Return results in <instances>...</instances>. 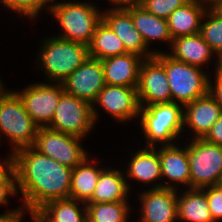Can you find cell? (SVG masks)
<instances>
[{"instance_id":"1f68e13d","label":"cell","mask_w":222,"mask_h":222,"mask_svg":"<svg viewBox=\"0 0 222 222\" xmlns=\"http://www.w3.org/2000/svg\"><path fill=\"white\" fill-rule=\"evenodd\" d=\"M205 192L209 211L213 218L214 222L222 220V184L211 185L205 188H202Z\"/></svg>"},{"instance_id":"7402d4cb","label":"cell","mask_w":222,"mask_h":222,"mask_svg":"<svg viewBox=\"0 0 222 222\" xmlns=\"http://www.w3.org/2000/svg\"><path fill=\"white\" fill-rule=\"evenodd\" d=\"M207 9L208 6L199 0H188L176 8L167 19L172 39L199 33L201 20Z\"/></svg>"},{"instance_id":"9a60e30c","label":"cell","mask_w":222,"mask_h":222,"mask_svg":"<svg viewBox=\"0 0 222 222\" xmlns=\"http://www.w3.org/2000/svg\"><path fill=\"white\" fill-rule=\"evenodd\" d=\"M102 19L122 40L128 53H134L148 59L159 52L146 46L141 34L134 26L130 12L125 7H111L102 11Z\"/></svg>"},{"instance_id":"4316f807","label":"cell","mask_w":222,"mask_h":222,"mask_svg":"<svg viewBox=\"0 0 222 222\" xmlns=\"http://www.w3.org/2000/svg\"><path fill=\"white\" fill-rule=\"evenodd\" d=\"M39 209L53 222H87L86 203L75 199L51 200Z\"/></svg>"},{"instance_id":"d6986e66","label":"cell","mask_w":222,"mask_h":222,"mask_svg":"<svg viewBox=\"0 0 222 222\" xmlns=\"http://www.w3.org/2000/svg\"><path fill=\"white\" fill-rule=\"evenodd\" d=\"M143 60V57L134 53H126L101 60L106 84L137 87L139 70Z\"/></svg>"},{"instance_id":"f546056e","label":"cell","mask_w":222,"mask_h":222,"mask_svg":"<svg viewBox=\"0 0 222 222\" xmlns=\"http://www.w3.org/2000/svg\"><path fill=\"white\" fill-rule=\"evenodd\" d=\"M1 4L8 10H12L17 15L26 16L30 20H34L44 8L49 12L52 0H0Z\"/></svg>"},{"instance_id":"5b68a950","label":"cell","mask_w":222,"mask_h":222,"mask_svg":"<svg viewBox=\"0 0 222 222\" xmlns=\"http://www.w3.org/2000/svg\"><path fill=\"white\" fill-rule=\"evenodd\" d=\"M165 68L172 102L186 105L208 93L209 74L203 68L178 61L159 51L154 56Z\"/></svg>"},{"instance_id":"3957f363","label":"cell","mask_w":222,"mask_h":222,"mask_svg":"<svg viewBox=\"0 0 222 222\" xmlns=\"http://www.w3.org/2000/svg\"><path fill=\"white\" fill-rule=\"evenodd\" d=\"M89 2L52 0L49 13L54 16L62 33L57 37L89 45L96 26L102 20V11Z\"/></svg>"},{"instance_id":"484cf974","label":"cell","mask_w":222,"mask_h":222,"mask_svg":"<svg viewBox=\"0 0 222 222\" xmlns=\"http://www.w3.org/2000/svg\"><path fill=\"white\" fill-rule=\"evenodd\" d=\"M88 50L89 57L98 60L128 53L122 40L103 19L96 26L92 40L88 45Z\"/></svg>"},{"instance_id":"52a82bcc","label":"cell","mask_w":222,"mask_h":222,"mask_svg":"<svg viewBox=\"0 0 222 222\" xmlns=\"http://www.w3.org/2000/svg\"><path fill=\"white\" fill-rule=\"evenodd\" d=\"M190 189H202L222 182V146L203 138L188 144Z\"/></svg>"},{"instance_id":"e575fe53","label":"cell","mask_w":222,"mask_h":222,"mask_svg":"<svg viewBox=\"0 0 222 222\" xmlns=\"http://www.w3.org/2000/svg\"><path fill=\"white\" fill-rule=\"evenodd\" d=\"M203 139L210 143L222 146V113Z\"/></svg>"},{"instance_id":"7a4b0ae2","label":"cell","mask_w":222,"mask_h":222,"mask_svg":"<svg viewBox=\"0 0 222 222\" xmlns=\"http://www.w3.org/2000/svg\"><path fill=\"white\" fill-rule=\"evenodd\" d=\"M38 52L39 67L45 71L47 81L54 83L64 81L89 57L87 45L55 35L45 38Z\"/></svg>"},{"instance_id":"8fae6325","label":"cell","mask_w":222,"mask_h":222,"mask_svg":"<svg viewBox=\"0 0 222 222\" xmlns=\"http://www.w3.org/2000/svg\"><path fill=\"white\" fill-rule=\"evenodd\" d=\"M111 115L118 122H127L131 119H138L140 113V105L137 96V87H125L106 84L99 92L97 98L92 103V111L95 123L99 119V110Z\"/></svg>"},{"instance_id":"4fadbf2b","label":"cell","mask_w":222,"mask_h":222,"mask_svg":"<svg viewBox=\"0 0 222 222\" xmlns=\"http://www.w3.org/2000/svg\"><path fill=\"white\" fill-rule=\"evenodd\" d=\"M61 83L65 93L92 104L106 85L101 60L88 57Z\"/></svg>"},{"instance_id":"e0dca14e","label":"cell","mask_w":222,"mask_h":222,"mask_svg":"<svg viewBox=\"0 0 222 222\" xmlns=\"http://www.w3.org/2000/svg\"><path fill=\"white\" fill-rule=\"evenodd\" d=\"M221 113L220 105L207 93L183 106V126L192 130V139L204 138Z\"/></svg>"},{"instance_id":"cb8c5ba5","label":"cell","mask_w":222,"mask_h":222,"mask_svg":"<svg viewBox=\"0 0 222 222\" xmlns=\"http://www.w3.org/2000/svg\"><path fill=\"white\" fill-rule=\"evenodd\" d=\"M87 156L72 170L69 198L87 203L93 196L101 172L105 166H94L97 162ZM94 163V164H93Z\"/></svg>"},{"instance_id":"9c48e42d","label":"cell","mask_w":222,"mask_h":222,"mask_svg":"<svg viewBox=\"0 0 222 222\" xmlns=\"http://www.w3.org/2000/svg\"><path fill=\"white\" fill-rule=\"evenodd\" d=\"M82 138L39 127L33 147L62 165L75 168L89 154L82 147Z\"/></svg>"},{"instance_id":"ab89813d","label":"cell","mask_w":222,"mask_h":222,"mask_svg":"<svg viewBox=\"0 0 222 222\" xmlns=\"http://www.w3.org/2000/svg\"><path fill=\"white\" fill-rule=\"evenodd\" d=\"M201 3L206 4L208 7L216 6L221 0H199Z\"/></svg>"},{"instance_id":"836d02e7","label":"cell","mask_w":222,"mask_h":222,"mask_svg":"<svg viewBox=\"0 0 222 222\" xmlns=\"http://www.w3.org/2000/svg\"><path fill=\"white\" fill-rule=\"evenodd\" d=\"M214 75V81L211 80V77L209 76L208 93L214 98L222 109V73L218 69H214Z\"/></svg>"},{"instance_id":"74e56055","label":"cell","mask_w":222,"mask_h":222,"mask_svg":"<svg viewBox=\"0 0 222 222\" xmlns=\"http://www.w3.org/2000/svg\"><path fill=\"white\" fill-rule=\"evenodd\" d=\"M29 212L32 222H53L40 209H32Z\"/></svg>"},{"instance_id":"ffe728a7","label":"cell","mask_w":222,"mask_h":222,"mask_svg":"<svg viewBox=\"0 0 222 222\" xmlns=\"http://www.w3.org/2000/svg\"><path fill=\"white\" fill-rule=\"evenodd\" d=\"M125 8L130 12L135 28L141 34L148 48L153 41H164L171 46L172 37L166 19L150 13L140 4L128 5Z\"/></svg>"},{"instance_id":"8992f818","label":"cell","mask_w":222,"mask_h":222,"mask_svg":"<svg viewBox=\"0 0 222 222\" xmlns=\"http://www.w3.org/2000/svg\"><path fill=\"white\" fill-rule=\"evenodd\" d=\"M38 128L15 90L0 95V139L3 135L9 139L10 152L33 146Z\"/></svg>"},{"instance_id":"ba28073f","label":"cell","mask_w":222,"mask_h":222,"mask_svg":"<svg viewBox=\"0 0 222 222\" xmlns=\"http://www.w3.org/2000/svg\"><path fill=\"white\" fill-rule=\"evenodd\" d=\"M95 125L92 104L64 92L48 128L83 139Z\"/></svg>"},{"instance_id":"ac0fdd59","label":"cell","mask_w":222,"mask_h":222,"mask_svg":"<svg viewBox=\"0 0 222 222\" xmlns=\"http://www.w3.org/2000/svg\"><path fill=\"white\" fill-rule=\"evenodd\" d=\"M168 49H171L170 53L167 52L169 56L189 65L204 68L207 64H211V60L214 59L217 61L215 62V70L219 67L220 58L201 37L200 33L173 38Z\"/></svg>"},{"instance_id":"f1b7e54d","label":"cell","mask_w":222,"mask_h":222,"mask_svg":"<svg viewBox=\"0 0 222 222\" xmlns=\"http://www.w3.org/2000/svg\"><path fill=\"white\" fill-rule=\"evenodd\" d=\"M199 33L220 58L222 56V14L214 7H208L205 11Z\"/></svg>"},{"instance_id":"6da1fadb","label":"cell","mask_w":222,"mask_h":222,"mask_svg":"<svg viewBox=\"0 0 222 222\" xmlns=\"http://www.w3.org/2000/svg\"><path fill=\"white\" fill-rule=\"evenodd\" d=\"M13 168L25 211L39 209L51 200L69 198L73 169L33 146L13 152Z\"/></svg>"},{"instance_id":"83f0119b","label":"cell","mask_w":222,"mask_h":222,"mask_svg":"<svg viewBox=\"0 0 222 222\" xmlns=\"http://www.w3.org/2000/svg\"><path fill=\"white\" fill-rule=\"evenodd\" d=\"M87 222H128V201L86 203Z\"/></svg>"},{"instance_id":"8d00e7d4","label":"cell","mask_w":222,"mask_h":222,"mask_svg":"<svg viewBox=\"0 0 222 222\" xmlns=\"http://www.w3.org/2000/svg\"><path fill=\"white\" fill-rule=\"evenodd\" d=\"M5 158L0 160V179H3L13 169V152Z\"/></svg>"},{"instance_id":"f35d334b","label":"cell","mask_w":222,"mask_h":222,"mask_svg":"<svg viewBox=\"0 0 222 222\" xmlns=\"http://www.w3.org/2000/svg\"><path fill=\"white\" fill-rule=\"evenodd\" d=\"M108 2H111L110 5H113L112 7H125L140 4L142 0H109Z\"/></svg>"},{"instance_id":"7bdbcfd3","label":"cell","mask_w":222,"mask_h":222,"mask_svg":"<svg viewBox=\"0 0 222 222\" xmlns=\"http://www.w3.org/2000/svg\"><path fill=\"white\" fill-rule=\"evenodd\" d=\"M218 70L222 73V65H219Z\"/></svg>"},{"instance_id":"60d3db41","label":"cell","mask_w":222,"mask_h":222,"mask_svg":"<svg viewBox=\"0 0 222 222\" xmlns=\"http://www.w3.org/2000/svg\"><path fill=\"white\" fill-rule=\"evenodd\" d=\"M214 8L222 14V0Z\"/></svg>"},{"instance_id":"277c9868","label":"cell","mask_w":222,"mask_h":222,"mask_svg":"<svg viewBox=\"0 0 222 222\" xmlns=\"http://www.w3.org/2000/svg\"><path fill=\"white\" fill-rule=\"evenodd\" d=\"M139 119V125L146 138L145 147H156V144L160 143L175 144L182 131H185L183 105L178 103H157L140 107Z\"/></svg>"},{"instance_id":"5bb4252c","label":"cell","mask_w":222,"mask_h":222,"mask_svg":"<svg viewBox=\"0 0 222 222\" xmlns=\"http://www.w3.org/2000/svg\"><path fill=\"white\" fill-rule=\"evenodd\" d=\"M159 157L162 179H168V183H155L151 188H170L178 190L183 184L190 189V163L188 157V144L178 147L177 144L160 145ZM176 183V184H175ZM175 184V185H174ZM179 184V185H177Z\"/></svg>"},{"instance_id":"d590c367","label":"cell","mask_w":222,"mask_h":222,"mask_svg":"<svg viewBox=\"0 0 222 222\" xmlns=\"http://www.w3.org/2000/svg\"><path fill=\"white\" fill-rule=\"evenodd\" d=\"M25 214L24 208L18 206L14 210H7L5 213L0 214V222H22Z\"/></svg>"},{"instance_id":"d4e9b609","label":"cell","mask_w":222,"mask_h":222,"mask_svg":"<svg viewBox=\"0 0 222 222\" xmlns=\"http://www.w3.org/2000/svg\"><path fill=\"white\" fill-rule=\"evenodd\" d=\"M177 217L178 222H214L205 192L202 189L177 191Z\"/></svg>"},{"instance_id":"ee69618b","label":"cell","mask_w":222,"mask_h":222,"mask_svg":"<svg viewBox=\"0 0 222 222\" xmlns=\"http://www.w3.org/2000/svg\"><path fill=\"white\" fill-rule=\"evenodd\" d=\"M219 65H222V56L220 57Z\"/></svg>"},{"instance_id":"4dcf8cb0","label":"cell","mask_w":222,"mask_h":222,"mask_svg":"<svg viewBox=\"0 0 222 222\" xmlns=\"http://www.w3.org/2000/svg\"><path fill=\"white\" fill-rule=\"evenodd\" d=\"M188 0H142L140 5L159 18L168 19L170 14Z\"/></svg>"},{"instance_id":"603a6c76","label":"cell","mask_w":222,"mask_h":222,"mask_svg":"<svg viewBox=\"0 0 222 222\" xmlns=\"http://www.w3.org/2000/svg\"><path fill=\"white\" fill-rule=\"evenodd\" d=\"M132 155L126 172L124 171L127 178L148 185L162 180L159 148L143 147Z\"/></svg>"},{"instance_id":"d6a6232c","label":"cell","mask_w":222,"mask_h":222,"mask_svg":"<svg viewBox=\"0 0 222 222\" xmlns=\"http://www.w3.org/2000/svg\"><path fill=\"white\" fill-rule=\"evenodd\" d=\"M16 195H18V188L16 174L13 168L3 179H0V206L8 205V197Z\"/></svg>"},{"instance_id":"2e32d148","label":"cell","mask_w":222,"mask_h":222,"mask_svg":"<svg viewBox=\"0 0 222 222\" xmlns=\"http://www.w3.org/2000/svg\"><path fill=\"white\" fill-rule=\"evenodd\" d=\"M140 197L141 222H178L177 190L170 188H149Z\"/></svg>"},{"instance_id":"30bf717a","label":"cell","mask_w":222,"mask_h":222,"mask_svg":"<svg viewBox=\"0 0 222 222\" xmlns=\"http://www.w3.org/2000/svg\"><path fill=\"white\" fill-rule=\"evenodd\" d=\"M21 98L25 110L38 127L51 124L61 95L64 93L62 83L36 82L21 91H15Z\"/></svg>"},{"instance_id":"b9f144b4","label":"cell","mask_w":222,"mask_h":222,"mask_svg":"<svg viewBox=\"0 0 222 222\" xmlns=\"http://www.w3.org/2000/svg\"><path fill=\"white\" fill-rule=\"evenodd\" d=\"M1 78H0V95H2L7 89H5V86H3Z\"/></svg>"},{"instance_id":"44dd1931","label":"cell","mask_w":222,"mask_h":222,"mask_svg":"<svg viewBox=\"0 0 222 222\" xmlns=\"http://www.w3.org/2000/svg\"><path fill=\"white\" fill-rule=\"evenodd\" d=\"M125 178L124 170L106 167L100 174L92 198L87 203L128 201L132 185Z\"/></svg>"},{"instance_id":"7c38bea8","label":"cell","mask_w":222,"mask_h":222,"mask_svg":"<svg viewBox=\"0 0 222 222\" xmlns=\"http://www.w3.org/2000/svg\"><path fill=\"white\" fill-rule=\"evenodd\" d=\"M137 96L140 107L172 102L165 68L154 56L141 63Z\"/></svg>"}]
</instances>
